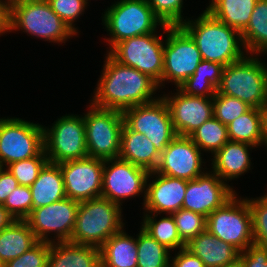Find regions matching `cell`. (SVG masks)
<instances>
[{"label": "cell", "mask_w": 267, "mask_h": 267, "mask_svg": "<svg viewBox=\"0 0 267 267\" xmlns=\"http://www.w3.org/2000/svg\"><path fill=\"white\" fill-rule=\"evenodd\" d=\"M44 151L48 161L58 164L88 157L83 115L66 114L52 126H43Z\"/></svg>", "instance_id": "cell-10"}, {"label": "cell", "mask_w": 267, "mask_h": 267, "mask_svg": "<svg viewBox=\"0 0 267 267\" xmlns=\"http://www.w3.org/2000/svg\"><path fill=\"white\" fill-rule=\"evenodd\" d=\"M124 123L132 130L149 139L161 154L177 136L170 112L163 97L128 108L122 112Z\"/></svg>", "instance_id": "cell-13"}, {"label": "cell", "mask_w": 267, "mask_h": 267, "mask_svg": "<svg viewBox=\"0 0 267 267\" xmlns=\"http://www.w3.org/2000/svg\"><path fill=\"white\" fill-rule=\"evenodd\" d=\"M47 267H101L100 249L69 241L52 242Z\"/></svg>", "instance_id": "cell-24"}, {"label": "cell", "mask_w": 267, "mask_h": 267, "mask_svg": "<svg viewBox=\"0 0 267 267\" xmlns=\"http://www.w3.org/2000/svg\"><path fill=\"white\" fill-rule=\"evenodd\" d=\"M257 147L244 143L228 141L211 160V171L217 174L224 182L228 183L232 179H238L251 170L250 149ZM228 181V182H227Z\"/></svg>", "instance_id": "cell-21"}, {"label": "cell", "mask_w": 267, "mask_h": 267, "mask_svg": "<svg viewBox=\"0 0 267 267\" xmlns=\"http://www.w3.org/2000/svg\"><path fill=\"white\" fill-rule=\"evenodd\" d=\"M115 2V3H114ZM102 13L107 30V52L116 44L134 36L158 32L163 22L154 14L146 0H117ZM158 26V29H157Z\"/></svg>", "instance_id": "cell-6"}, {"label": "cell", "mask_w": 267, "mask_h": 267, "mask_svg": "<svg viewBox=\"0 0 267 267\" xmlns=\"http://www.w3.org/2000/svg\"><path fill=\"white\" fill-rule=\"evenodd\" d=\"M48 162V158L43 149L37 156L13 162L6 168L18 181L19 185L30 187Z\"/></svg>", "instance_id": "cell-34"}, {"label": "cell", "mask_w": 267, "mask_h": 267, "mask_svg": "<svg viewBox=\"0 0 267 267\" xmlns=\"http://www.w3.org/2000/svg\"><path fill=\"white\" fill-rule=\"evenodd\" d=\"M202 60L201 53L192 37L180 25H167L162 87L165 86V82H172L178 88L194 74Z\"/></svg>", "instance_id": "cell-12"}, {"label": "cell", "mask_w": 267, "mask_h": 267, "mask_svg": "<svg viewBox=\"0 0 267 267\" xmlns=\"http://www.w3.org/2000/svg\"><path fill=\"white\" fill-rule=\"evenodd\" d=\"M66 196L77 202L101 197L104 160L87 157L58 163Z\"/></svg>", "instance_id": "cell-16"}, {"label": "cell", "mask_w": 267, "mask_h": 267, "mask_svg": "<svg viewBox=\"0 0 267 267\" xmlns=\"http://www.w3.org/2000/svg\"><path fill=\"white\" fill-rule=\"evenodd\" d=\"M250 108L246 102L218 92L213 97V116L226 126Z\"/></svg>", "instance_id": "cell-36"}, {"label": "cell", "mask_w": 267, "mask_h": 267, "mask_svg": "<svg viewBox=\"0 0 267 267\" xmlns=\"http://www.w3.org/2000/svg\"><path fill=\"white\" fill-rule=\"evenodd\" d=\"M6 17H7V10L4 8L0 0V36L7 32L6 31Z\"/></svg>", "instance_id": "cell-49"}, {"label": "cell", "mask_w": 267, "mask_h": 267, "mask_svg": "<svg viewBox=\"0 0 267 267\" xmlns=\"http://www.w3.org/2000/svg\"><path fill=\"white\" fill-rule=\"evenodd\" d=\"M235 194L236 191L229 184L209 170L187 182L182 209L208 217Z\"/></svg>", "instance_id": "cell-18"}, {"label": "cell", "mask_w": 267, "mask_h": 267, "mask_svg": "<svg viewBox=\"0 0 267 267\" xmlns=\"http://www.w3.org/2000/svg\"><path fill=\"white\" fill-rule=\"evenodd\" d=\"M194 40L202 59L224 67L243 59L247 52L241 33L213 17L207 10L180 25Z\"/></svg>", "instance_id": "cell-2"}, {"label": "cell", "mask_w": 267, "mask_h": 267, "mask_svg": "<svg viewBox=\"0 0 267 267\" xmlns=\"http://www.w3.org/2000/svg\"><path fill=\"white\" fill-rule=\"evenodd\" d=\"M181 240L187 244L191 239L206 231L207 217L202 214L179 209L172 213Z\"/></svg>", "instance_id": "cell-35"}, {"label": "cell", "mask_w": 267, "mask_h": 267, "mask_svg": "<svg viewBox=\"0 0 267 267\" xmlns=\"http://www.w3.org/2000/svg\"><path fill=\"white\" fill-rule=\"evenodd\" d=\"M259 59L260 55L247 54L240 61L225 66L217 92L238 98L251 107L260 109L266 105L267 63Z\"/></svg>", "instance_id": "cell-5"}, {"label": "cell", "mask_w": 267, "mask_h": 267, "mask_svg": "<svg viewBox=\"0 0 267 267\" xmlns=\"http://www.w3.org/2000/svg\"><path fill=\"white\" fill-rule=\"evenodd\" d=\"M99 249L101 267H137V235L130 236L124 228Z\"/></svg>", "instance_id": "cell-26"}, {"label": "cell", "mask_w": 267, "mask_h": 267, "mask_svg": "<svg viewBox=\"0 0 267 267\" xmlns=\"http://www.w3.org/2000/svg\"><path fill=\"white\" fill-rule=\"evenodd\" d=\"M256 198L246 197L251 212L254 244L267 247V193Z\"/></svg>", "instance_id": "cell-37"}, {"label": "cell", "mask_w": 267, "mask_h": 267, "mask_svg": "<svg viewBox=\"0 0 267 267\" xmlns=\"http://www.w3.org/2000/svg\"><path fill=\"white\" fill-rule=\"evenodd\" d=\"M170 265L172 267H205L203 261L186 248L179 249L174 257L170 256Z\"/></svg>", "instance_id": "cell-45"}, {"label": "cell", "mask_w": 267, "mask_h": 267, "mask_svg": "<svg viewBox=\"0 0 267 267\" xmlns=\"http://www.w3.org/2000/svg\"><path fill=\"white\" fill-rule=\"evenodd\" d=\"M32 210L66 198L63 174L58 164L48 162L30 186Z\"/></svg>", "instance_id": "cell-25"}, {"label": "cell", "mask_w": 267, "mask_h": 267, "mask_svg": "<svg viewBox=\"0 0 267 267\" xmlns=\"http://www.w3.org/2000/svg\"><path fill=\"white\" fill-rule=\"evenodd\" d=\"M50 243L38 241L21 256L9 261L2 267H47Z\"/></svg>", "instance_id": "cell-41"}, {"label": "cell", "mask_w": 267, "mask_h": 267, "mask_svg": "<svg viewBox=\"0 0 267 267\" xmlns=\"http://www.w3.org/2000/svg\"><path fill=\"white\" fill-rule=\"evenodd\" d=\"M170 250L140 227L137 234V267H167Z\"/></svg>", "instance_id": "cell-33"}, {"label": "cell", "mask_w": 267, "mask_h": 267, "mask_svg": "<svg viewBox=\"0 0 267 267\" xmlns=\"http://www.w3.org/2000/svg\"><path fill=\"white\" fill-rule=\"evenodd\" d=\"M263 145L267 148V104L260 108Z\"/></svg>", "instance_id": "cell-48"}, {"label": "cell", "mask_w": 267, "mask_h": 267, "mask_svg": "<svg viewBox=\"0 0 267 267\" xmlns=\"http://www.w3.org/2000/svg\"><path fill=\"white\" fill-rule=\"evenodd\" d=\"M241 37L247 54L267 55V0L257 1Z\"/></svg>", "instance_id": "cell-29"}, {"label": "cell", "mask_w": 267, "mask_h": 267, "mask_svg": "<svg viewBox=\"0 0 267 267\" xmlns=\"http://www.w3.org/2000/svg\"><path fill=\"white\" fill-rule=\"evenodd\" d=\"M237 196L208 215L206 230L243 252L254 244L252 218L247 199Z\"/></svg>", "instance_id": "cell-8"}, {"label": "cell", "mask_w": 267, "mask_h": 267, "mask_svg": "<svg viewBox=\"0 0 267 267\" xmlns=\"http://www.w3.org/2000/svg\"><path fill=\"white\" fill-rule=\"evenodd\" d=\"M38 240L25 220H15L0 231V266L21 256Z\"/></svg>", "instance_id": "cell-27"}, {"label": "cell", "mask_w": 267, "mask_h": 267, "mask_svg": "<svg viewBox=\"0 0 267 267\" xmlns=\"http://www.w3.org/2000/svg\"><path fill=\"white\" fill-rule=\"evenodd\" d=\"M157 217L156 213H144L140 227L171 252L185 248L186 244L179 236L172 214H166L159 220Z\"/></svg>", "instance_id": "cell-30"}, {"label": "cell", "mask_w": 267, "mask_h": 267, "mask_svg": "<svg viewBox=\"0 0 267 267\" xmlns=\"http://www.w3.org/2000/svg\"><path fill=\"white\" fill-rule=\"evenodd\" d=\"M15 220L3 204H0V231L9 227Z\"/></svg>", "instance_id": "cell-47"}, {"label": "cell", "mask_w": 267, "mask_h": 267, "mask_svg": "<svg viewBox=\"0 0 267 267\" xmlns=\"http://www.w3.org/2000/svg\"><path fill=\"white\" fill-rule=\"evenodd\" d=\"M239 258L244 267H267V247L252 244L240 252Z\"/></svg>", "instance_id": "cell-44"}, {"label": "cell", "mask_w": 267, "mask_h": 267, "mask_svg": "<svg viewBox=\"0 0 267 267\" xmlns=\"http://www.w3.org/2000/svg\"><path fill=\"white\" fill-rule=\"evenodd\" d=\"M188 137L201 151L211 152L212 155L229 141L227 126L214 116L204 122Z\"/></svg>", "instance_id": "cell-32"}, {"label": "cell", "mask_w": 267, "mask_h": 267, "mask_svg": "<svg viewBox=\"0 0 267 267\" xmlns=\"http://www.w3.org/2000/svg\"><path fill=\"white\" fill-rule=\"evenodd\" d=\"M118 158L153 172L158 167L160 154L144 134L132 131L124 123Z\"/></svg>", "instance_id": "cell-23"}, {"label": "cell", "mask_w": 267, "mask_h": 267, "mask_svg": "<svg viewBox=\"0 0 267 267\" xmlns=\"http://www.w3.org/2000/svg\"><path fill=\"white\" fill-rule=\"evenodd\" d=\"M178 89L186 95L213 98L217 88L208 80L186 79Z\"/></svg>", "instance_id": "cell-43"}, {"label": "cell", "mask_w": 267, "mask_h": 267, "mask_svg": "<svg viewBox=\"0 0 267 267\" xmlns=\"http://www.w3.org/2000/svg\"><path fill=\"white\" fill-rule=\"evenodd\" d=\"M79 205V202L66 197L47 206L33 209L25 221L38 241L70 242ZM50 234H54V239Z\"/></svg>", "instance_id": "cell-14"}, {"label": "cell", "mask_w": 267, "mask_h": 267, "mask_svg": "<svg viewBox=\"0 0 267 267\" xmlns=\"http://www.w3.org/2000/svg\"><path fill=\"white\" fill-rule=\"evenodd\" d=\"M187 182L188 180L162 175L155 171L149 172L143 213L172 214L182 209Z\"/></svg>", "instance_id": "cell-20"}, {"label": "cell", "mask_w": 267, "mask_h": 267, "mask_svg": "<svg viewBox=\"0 0 267 267\" xmlns=\"http://www.w3.org/2000/svg\"><path fill=\"white\" fill-rule=\"evenodd\" d=\"M24 1H29V0H1L6 10L10 8L11 6H13L14 4L19 3V2H24Z\"/></svg>", "instance_id": "cell-50"}, {"label": "cell", "mask_w": 267, "mask_h": 267, "mask_svg": "<svg viewBox=\"0 0 267 267\" xmlns=\"http://www.w3.org/2000/svg\"><path fill=\"white\" fill-rule=\"evenodd\" d=\"M229 141L244 142L257 148L263 145L261 112L251 107L227 126Z\"/></svg>", "instance_id": "cell-31"}, {"label": "cell", "mask_w": 267, "mask_h": 267, "mask_svg": "<svg viewBox=\"0 0 267 267\" xmlns=\"http://www.w3.org/2000/svg\"><path fill=\"white\" fill-rule=\"evenodd\" d=\"M3 169V166H2V164H1V162H0V171Z\"/></svg>", "instance_id": "cell-52"}, {"label": "cell", "mask_w": 267, "mask_h": 267, "mask_svg": "<svg viewBox=\"0 0 267 267\" xmlns=\"http://www.w3.org/2000/svg\"><path fill=\"white\" fill-rule=\"evenodd\" d=\"M162 95L166 102L173 129L178 136H189L213 117V98L189 96L181 92Z\"/></svg>", "instance_id": "cell-19"}, {"label": "cell", "mask_w": 267, "mask_h": 267, "mask_svg": "<svg viewBox=\"0 0 267 267\" xmlns=\"http://www.w3.org/2000/svg\"><path fill=\"white\" fill-rule=\"evenodd\" d=\"M122 207L103 197L80 202L71 243L100 248L125 227Z\"/></svg>", "instance_id": "cell-4"}, {"label": "cell", "mask_w": 267, "mask_h": 267, "mask_svg": "<svg viewBox=\"0 0 267 267\" xmlns=\"http://www.w3.org/2000/svg\"><path fill=\"white\" fill-rule=\"evenodd\" d=\"M52 10L70 27V29L79 34L74 26V22L84 14L88 3L85 0H46Z\"/></svg>", "instance_id": "cell-40"}, {"label": "cell", "mask_w": 267, "mask_h": 267, "mask_svg": "<svg viewBox=\"0 0 267 267\" xmlns=\"http://www.w3.org/2000/svg\"><path fill=\"white\" fill-rule=\"evenodd\" d=\"M18 181L14 178L11 172L4 168L0 171V204H4L8 195L17 188Z\"/></svg>", "instance_id": "cell-46"}, {"label": "cell", "mask_w": 267, "mask_h": 267, "mask_svg": "<svg viewBox=\"0 0 267 267\" xmlns=\"http://www.w3.org/2000/svg\"><path fill=\"white\" fill-rule=\"evenodd\" d=\"M23 31L45 42L62 44L77 34L52 10L46 0L19 2L7 9L6 31Z\"/></svg>", "instance_id": "cell-3"}, {"label": "cell", "mask_w": 267, "mask_h": 267, "mask_svg": "<svg viewBox=\"0 0 267 267\" xmlns=\"http://www.w3.org/2000/svg\"><path fill=\"white\" fill-rule=\"evenodd\" d=\"M202 156L203 152L188 136L177 135L160 154L155 172L188 181L196 179L207 169L202 167L206 163Z\"/></svg>", "instance_id": "cell-17"}, {"label": "cell", "mask_w": 267, "mask_h": 267, "mask_svg": "<svg viewBox=\"0 0 267 267\" xmlns=\"http://www.w3.org/2000/svg\"><path fill=\"white\" fill-rule=\"evenodd\" d=\"M148 174L146 169L120 158L104 160L101 197L122 206L123 200L142 194L144 205Z\"/></svg>", "instance_id": "cell-15"}, {"label": "cell", "mask_w": 267, "mask_h": 267, "mask_svg": "<svg viewBox=\"0 0 267 267\" xmlns=\"http://www.w3.org/2000/svg\"><path fill=\"white\" fill-rule=\"evenodd\" d=\"M185 248L200 258L205 267H224L235 262L240 256L238 249L207 230L191 239Z\"/></svg>", "instance_id": "cell-22"}, {"label": "cell", "mask_w": 267, "mask_h": 267, "mask_svg": "<svg viewBox=\"0 0 267 267\" xmlns=\"http://www.w3.org/2000/svg\"><path fill=\"white\" fill-rule=\"evenodd\" d=\"M83 113L88 157L115 159L120 154L121 131L124 118L121 111L102 109L91 103Z\"/></svg>", "instance_id": "cell-9"}, {"label": "cell", "mask_w": 267, "mask_h": 267, "mask_svg": "<svg viewBox=\"0 0 267 267\" xmlns=\"http://www.w3.org/2000/svg\"><path fill=\"white\" fill-rule=\"evenodd\" d=\"M224 267H244V264L243 261L240 258H238L235 262L230 263Z\"/></svg>", "instance_id": "cell-51"}, {"label": "cell", "mask_w": 267, "mask_h": 267, "mask_svg": "<svg viewBox=\"0 0 267 267\" xmlns=\"http://www.w3.org/2000/svg\"><path fill=\"white\" fill-rule=\"evenodd\" d=\"M224 66L220 63L202 60L193 75L188 79L208 80L216 88L219 87Z\"/></svg>", "instance_id": "cell-42"}, {"label": "cell", "mask_w": 267, "mask_h": 267, "mask_svg": "<svg viewBox=\"0 0 267 267\" xmlns=\"http://www.w3.org/2000/svg\"><path fill=\"white\" fill-rule=\"evenodd\" d=\"M153 9L154 14L163 24L176 26L186 21L183 13V0H146Z\"/></svg>", "instance_id": "cell-39"}, {"label": "cell", "mask_w": 267, "mask_h": 267, "mask_svg": "<svg viewBox=\"0 0 267 267\" xmlns=\"http://www.w3.org/2000/svg\"><path fill=\"white\" fill-rule=\"evenodd\" d=\"M43 149V125L17 117L0 118V162L4 168L33 158Z\"/></svg>", "instance_id": "cell-11"}, {"label": "cell", "mask_w": 267, "mask_h": 267, "mask_svg": "<svg viewBox=\"0 0 267 267\" xmlns=\"http://www.w3.org/2000/svg\"><path fill=\"white\" fill-rule=\"evenodd\" d=\"M160 29L163 33L159 36L155 32L127 38L116 43L107 53L117 62L148 75L162 89L165 43L163 34H166L167 25L160 26Z\"/></svg>", "instance_id": "cell-7"}, {"label": "cell", "mask_w": 267, "mask_h": 267, "mask_svg": "<svg viewBox=\"0 0 267 267\" xmlns=\"http://www.w3.org/2000/svg\"><path fill=\"white\" fill-rule=\"evenodd\" d=\"M90 103L98 108L124 110L156 100L161 89L148 75L114 60L107 52Z\"/></svg>", "instance_id": "cell-1"}, {"label": "cell", "mask_w": 267, "mask_h": 267, "mask_svg": "<svg viewBox=\"0 0 267 267\" xmlns=\"http://www.w3.org/2000/svg\"><path fill=\"white\" fill-rule=\"evenodd\" d=\"M258 0H211L206 7L213 17L240 33L247 27Z\"/></svg>", "instance_id": "cell-28"}, {"label": "cell", "mask_w": 267, "mask_h": 267, "mask_svg": "<svg viewBox=\"0 0 267 267\" xmlns=\"http://www.w3.org/2000/svg\"><path fill=\"white\" fill-rule=\"evenodd\" d=\"M3 206L16 220H25L32 211L30 187L18 185L7 197Z\"/></svg>", "instance_id": "cell-38"}]
</instances>
